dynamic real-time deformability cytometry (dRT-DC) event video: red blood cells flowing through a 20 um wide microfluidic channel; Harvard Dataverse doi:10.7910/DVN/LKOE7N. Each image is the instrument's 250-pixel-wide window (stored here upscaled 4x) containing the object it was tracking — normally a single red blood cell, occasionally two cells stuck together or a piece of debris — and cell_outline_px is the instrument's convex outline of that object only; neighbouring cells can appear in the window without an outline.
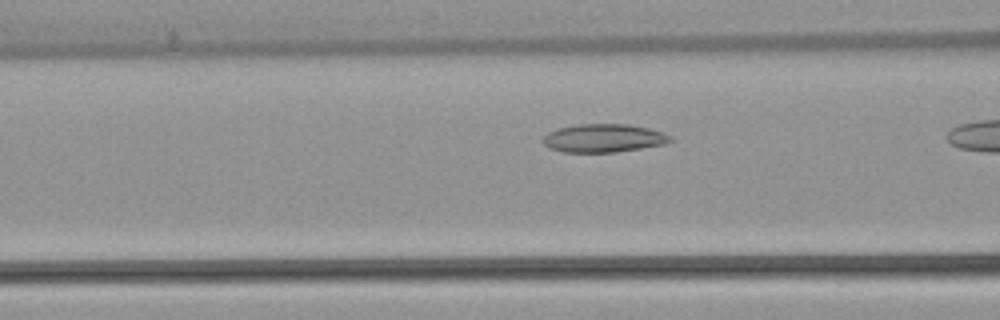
{"species": "common noctule bat (a hibernating species)", "species_latin": "Nyctalus noctula", "temperature_condition": "warm", "stored_images_in_passage": 11, "camera_frame_rate_fps": 3000, "um_per_image_px": 0.085, "animal": {"sex": "female", "body_mass_g": 22.7, "forearm_length_mm": 54.2}, "frame": {"image": 1, "passage_image": 10, "time_ms": 3.0, "image_size_px": [1000, 320], "cell_outline_px": [[672, 140], [664, 144], [616, 152], [564, 152], [548, 148], [540, 140], [548, 132], [556, 128], [580, 124], [628, 124], [648, 128], [672, 136]], "centroid_in_image_um": [51.25, 11.74], "position_along_channel_um": 115.4, "area_um2": 20.98}}